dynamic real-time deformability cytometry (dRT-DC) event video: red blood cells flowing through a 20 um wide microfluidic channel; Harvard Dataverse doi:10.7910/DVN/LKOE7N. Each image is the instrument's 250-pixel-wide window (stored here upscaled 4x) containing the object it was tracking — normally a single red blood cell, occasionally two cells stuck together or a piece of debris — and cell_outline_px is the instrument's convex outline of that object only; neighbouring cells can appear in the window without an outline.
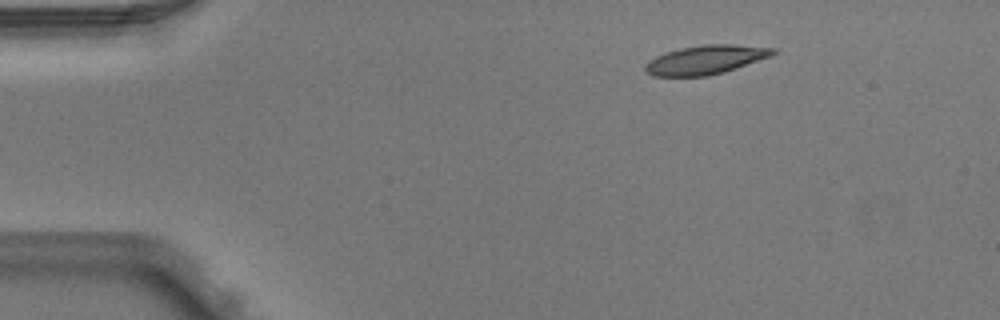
{"species": "Egyptian fruit bat (a non-hibernating species)", "species_latin": "Rousettus aegyptiacus", "temperature_condition": "warm", "stored_images_in_passage": 4, "camera_frame_rate_fps": 3000, "um_per_image_px": 0.085, "animal": {"sex": "male"}, "frame": {"image": 1, "passage_image": 2, "time_ms": 0.333, "image_size_px": [1000, 320], "cell_outline_px": [[776, 52], [772, 56], [724, 72], [708, 76], [652, 76], [644, 72], [644, 64], [648, 60], [656, 56], [680, 48], [704, 44], [732, 44], [776, 48]], "centroid_in_image_um": [59.96, 5.08], "position_along_channel_um": 25.0, "area_um2": 21.68}}